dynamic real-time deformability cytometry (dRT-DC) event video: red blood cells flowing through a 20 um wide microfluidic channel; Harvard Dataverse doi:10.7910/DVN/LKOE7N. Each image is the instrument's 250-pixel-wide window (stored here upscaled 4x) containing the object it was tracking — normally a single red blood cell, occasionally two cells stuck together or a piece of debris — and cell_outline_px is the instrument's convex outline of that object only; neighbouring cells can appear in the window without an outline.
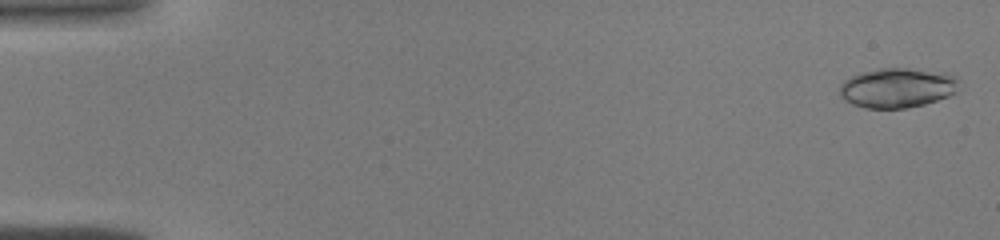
{"species": "common noctule bat (a hibernating species)", "species_latin": "Nyctalus noctula", "temperature_condition": "warm", "stored_images_in_passage": 43, "camera_frame_rate_fps": 3000, "um_per_image_px": 0.085, "animal": {"sex": "male", "body_mass_g": 19.0, "forearm_length_mm": 50.8}, "frame": {"image": 1, "passage_image": 1, "time_ms": 0.0, "image_size_px": [1000, 240], "cell_outline_px": [[960, 80], [956, 92], [948, 96], [924, 104], [908, 108], [864, 108], [852, 104], [844, 100], [840, 96], [840, 84], [844, 80], [860, 72], [880, 68], [908, 68], [948, 72], [956, 76]], "centroid_in_image_um": [76.29, 7.45], "position_along_channel_um": 8.7, "area_um2": 27.98}}
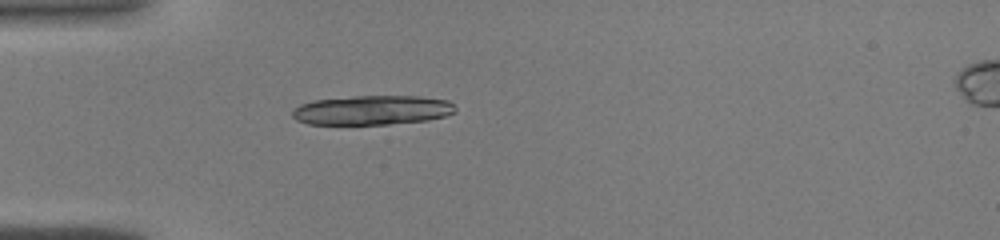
{"frame": {"image": 2, "passage_image": 13, "time_ms": 4.0, "image_size_px": [1000, 240], "cell_outline_px": [[456, 112], [444, 116], [428, 120], [388, 124], [308, 124], [296, 120], [292, 116], [292, 112], [300, 104], [316, 100], [356, 96], [420, 96], [448, 100], [456, 108]], "centroid_in_image_um": [31.66, 9.36], "position_along_channel_um": 53.3, "area_um2": 27.86}}